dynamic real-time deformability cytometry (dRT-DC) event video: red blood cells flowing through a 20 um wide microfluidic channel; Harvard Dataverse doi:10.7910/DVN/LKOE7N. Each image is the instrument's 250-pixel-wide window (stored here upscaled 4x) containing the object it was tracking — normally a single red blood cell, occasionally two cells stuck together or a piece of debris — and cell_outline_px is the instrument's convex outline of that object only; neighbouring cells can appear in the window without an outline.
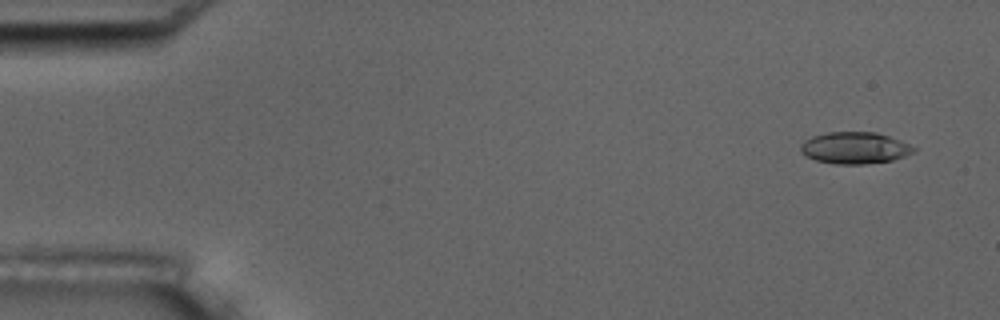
{"species": "common noctule bat (a hibernating species)", "species_latin": "Nyctalus noctula", "temperature_condition": "room temperature", "stored_images_in_passage": 3, "camera_frame_rate_fps": 3000, "um_per_image_px": 0.085, "animal": {"sex": "male", "body_mass_g": 17.5, "forearm_length_mm": 52.3}, "frame": {"image": 1, "passage_image": 1, "time_ms": 0.0, "image_size_px": [1000, 320], "cell_outline_px": [[916, 148], [912, 152], [904, 156], [892, 160], [864, 164], [836, 164], [816, 160], [800, 152], [800, 144], [804, 140], [812, 136], [828, 132], [876, 132], [900, 140]], "centroid_in_image_um": [72.62, 12.56], "position_along_channel_um": 12.4, "area_um2": 20.75}}